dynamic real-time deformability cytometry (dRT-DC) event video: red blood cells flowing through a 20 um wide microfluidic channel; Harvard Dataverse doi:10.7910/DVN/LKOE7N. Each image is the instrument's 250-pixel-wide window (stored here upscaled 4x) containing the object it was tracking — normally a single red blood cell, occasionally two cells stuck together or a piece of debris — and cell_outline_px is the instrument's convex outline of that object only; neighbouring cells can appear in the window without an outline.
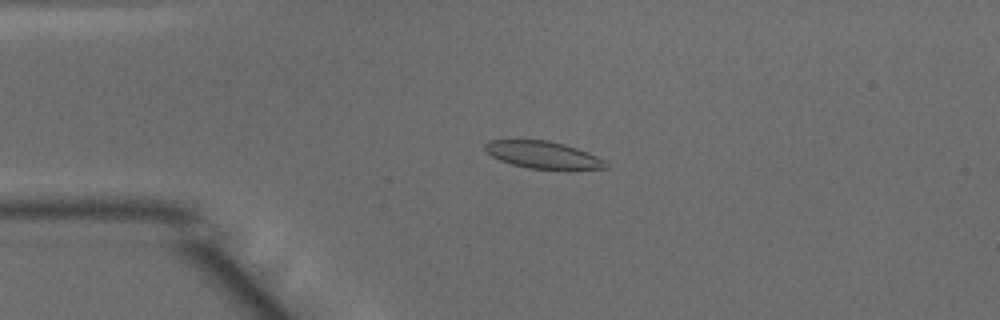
{"species": "common noctule bat (a hibernating species)", "species_latin": "Nyctalus noctula", "temperature_condition": "warm", "stored_images_in_passage": 50, "camera_frame_rate_fps": 3000, "um_per_image_px": 0.085, "animal": {"sex": "male", "body_mass_g": 15.6}, "frame": {"image": 1, "passage_image": 12, "time_ms": 3.667, "image_size_px": [1000, 320], "cell_outline_px": [[608, 168], [568, 172], [528, 168], [512, 164], [500, 160], [492, 156], [484, 148], [484, 144], [488, 140], [548, 140], [564, 144], [588, 152], [604, 160], [608, 164]], "centroid_in_image_um": [46.24, 13.21], "position_along_channel_um": 38.8, "area_um2": 19.83}}
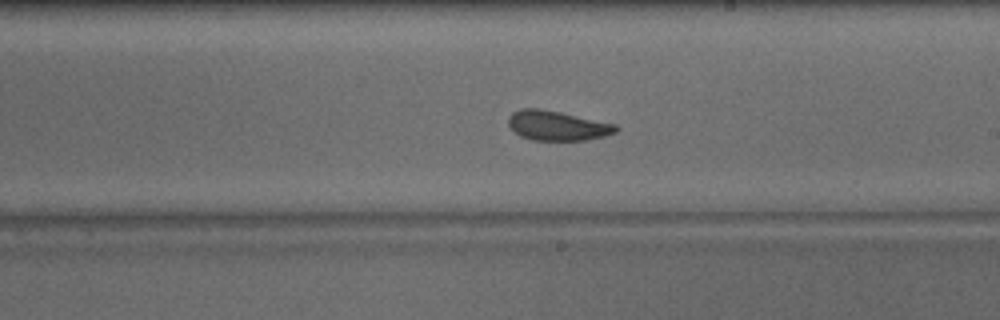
{"frame": {"image": 2, "passage_image": 29, "time_ms": 9.333, "image_size_px": [1000, 320], "cell_outline_px": [[620, 128], [616, 132], [604, 136], [588, 140], [532, 140], [520, 136], [508, 124], [508, 116], [512, 112], [520, 108], [540, 108], [560, 112], [616, 124]], "centroid_in_image_um": [47.36, 10.67], "position_along_channel_um": 241.6, "area_um2": 18.67}}
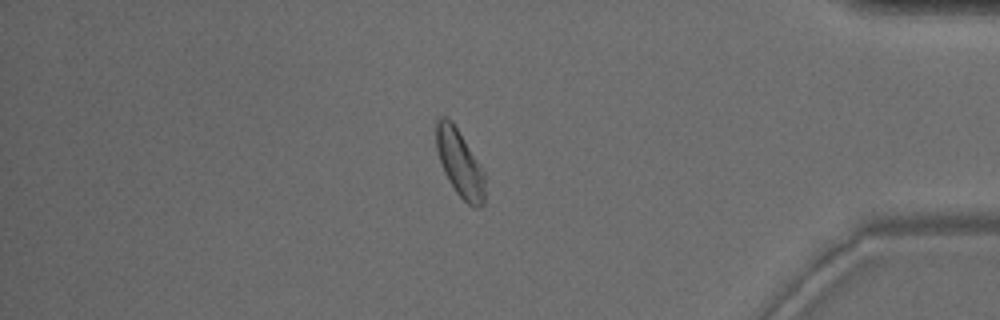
{"frame": {"image": 3, "passage_image": 43, "time_ms": 14.0, "image_size_px": [1000, 320], "cell_outline_px": [[484, 204], [480, 208], [472, 208], [456, 192], [444, 172], [436, 148], [436, 120], [440, 116], [444, 116], [452, 120], [484, 168]], "centroid_in_image_um": [39.1, 13.86], "position_along_channel_um": 396.1, "area_um2": 19.25}, "authors_computed_cell_mechanics": {"area_um2": 19.3341, "velocity_mm_per_s": 4.0361, "shape_relaxation_time_tau1_ms": 5.5543, "shape_relaxation_time_tau2_ms": 2.0355, "deformation_change_tau1": 0.1101, "deformation_change_tau2": 0.0728}}